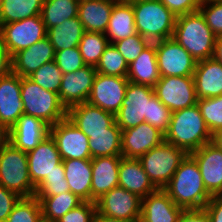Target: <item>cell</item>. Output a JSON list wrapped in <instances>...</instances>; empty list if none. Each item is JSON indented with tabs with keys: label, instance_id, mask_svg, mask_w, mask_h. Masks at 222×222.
Masks as SVG:
<instances>
[{
	"label": "cell",
	"instance_id": "6da1fadb",
	"mask_svg": "<svg viewBox=\"0 0 222 222\" xmlns=\"http://www.w3.org/2000/svg\"><path fill=\"white\" fill-rule=\"evenodd\" d=\"M171 116L172 111L157 98L154 87L129 82L123 104L115 114V122L121 130L147 122L165 134Z\"/></svg>",
	"mask_w": 222,
	"mask_h": 222
},
{
	"label": "cell",
	"instance_id": "7a4b0ae2",
	"mask_svg": "<svg viewBox=\"0 0 222 222\" xmlns=\"http://www.w3.org/2000/svg\"><path fill=\"white\" fill-rule=\"evenodd\" d=\"M163 190L183 210H201L212 198L204 186L199 166L190 154Z\"/></svg>",
	"mask_w": 222,
	"mask_h": 222
},
{
	"label": "cell",
	"instance_id": "3957f363",
	"mask_svg": "<svg viewBox=\"0 0 222 222\" xmlns=\"http://www.w3.org/2000/svg\"><path fill=\"white\" fill-rule=\"evenodd\" d=\"M209 131L197 104L172 112L165 141L185 150L188 154L210 143Z\"/></svg>",
	"mask_w": 222,
	"mask_h": 222
},
{
	"label": "cell",
	"instance_id": "277c9868",
	"mask_svg": "<svg viewBox=\"0 0 222 222\" xmlns=\"http://www.w3.org/2000/svg\"><path fill=\"white\" fill-rule=\"evenodd\" d=\"M172 38L196 61L213 56L216 36L199 10L176 17Z\"/></svg>",
	"mask_w": 222,
	"mask_h": 222
},
{
	"label": "cell",
	"instance_id": "5b68a950",
	"mask_svg": "<svg viewBox=\"0 0 222 222\" xmlns=\"http://www.w3.org/2000/svg\"><path fill=\"white\" fill-rule=\"evenodd\" d=\"M138 34L150 42L173 37L176 17L159 0H130Z\"/></svg>",
	"mask_w": 222,
	"mask_h": 222
},
{
	"label": "cell",
	"instance_id": "8992f818",
	"mask_svg": "<svg viewBox=\"0 0 222 222\" xmlns=\"http://www.w3.org/2000/svg\"><path fill=\"white\" fill-rule=\"evenodd\" d=\"M21 99L24 114L41 119L50 127L67 118V109L59 95L45 90L29 77H21Z\"/></svg>",
	"mask_w": 222,
	"mask_h": 222
},
{
	"label": "cell",
	"instance_id": "52a82bcc",
	"mask_svg": "<svg viewBox=\"0 0 222 222\" xmlns=\"http://www.w3.org/2000/svg\"><path fill=\"white\" fill-rule=\"evenodd\" d=\"M0 185L21 198L35 196V186L29 177L27 153L9 141L0 149Z\"/></svg>",
	"mask_w": 222,
	"mask_h": 222
},
{
	"label": "cell",
	"instance_id": "ba28073f",
	"mask_svg": "<svg viewBox=\"0 0 222 222\" xmlns=\"http://www.w3.org/2000/svg\"><path fill=\"white\" fill-rule=\"evenodd\" d=\"M187 155L185 150L164 140L139 160L153 185L163 189Z\"/></svg>",
	"mask_w": 222,
	"mask_h": 222
},
{
	"label": "cell",
	"instance_id": "9c48e42d",
	"mask_svg": "<svg viewBox=\"0 0 222 222\" xmlns=\"http://www.w3.org/2000/svg\"><path fill=\"white\" fill-rule=\"evenodd\" d=\"M157 98L172 112L197 104L193 76H165L154 86Z\"/></svg>",
	"mask_w": 222,
	"mask_h": 222
},
{
	"label": "cell",
	"instance_id": "30bf717a",
	"mask_svg": "<svg viewBox=\"0 0 222 222\" xmlns=\"http://www.w3.org/2000/svg\"><path fill=\"white\" fill-rule=\"evenodd\" d=\"M0 30L4 36L6 50L11 58L21 50L27 49L47 35L41 15L2 24Z\"/></svg>",
	"mask_w": 222,
	"mask_h": 222
},
{
	"label": "cell",
	"instance_id": "8fae6325",
	"mask_svg": "<svg viewBox=\"0 0 222 222\" xmlns=\"http://www.w3.org/2000/svg\"><path fill=\"white\" fill-rule=\"evenodd\" d=\"M161 77L193 76L197 61L173 38L155 41Z\"/></svg>",
	"mask_w": 222,
	"mask_h": 222
},
{
	"label": "cell",
	"instance_id": "7c38bea8",
	"mask_svg": "<svg viewBox=\"0 0 222 222\" xmlns=\"http://www.w3.org/2000/svg\"><path fill=\"white\" fill-rule=\"evenodd\" d=\"M67 118L88 138L90 134L122 133L115 122V115L87 102L67 109Z\"/></svg>",
	"mask_w": 222,
	"mask_h": 222
},
{
	"label": "cell",
	"instance_id": "4fadbf2b",
	"mask_svg": "<svg viewBox=\"0 0 222 222\" xmlns=\"http://www.w3.org/2000/svg\"><path fill=\"white\" fill-rule=\"evenodd\" d=\"M141 207L142 198L119 186L96 201L98 213L129 222H140Z\"/></svg>",
	"mask_w": 222,
	"mask_h": 222
},
{
	"label": "cell",
	"instance_id": "5bb4252c",
	"mask_svg": "<svg viewBox=\"0 0 222 222\" xmlns=\"http://www.w3.org/2000/svg\"><path fill=\"white\" fill-rule=\"evenodd\" d=\"M128 83L127 77L97 73L87 103L115 115L123 104Z\"/></svg>",
	"mask_w": 222,
	"mask_h": 222
},
{
	"label": "cell",
	"instance_id": "9a60e30c",
	"mask_svg": "<svg viewBox=\"0 0 222 222\" xmlns=\"http://www.w3.org/2000/svg\"><path fill=\"white\" fill-rule=\"evenodd\" d=\"M50 135L56 142L62 160L92 159L89 138L65 118L50 127Z\"/></svg>",
	"mask_w": 222,
	"mask_h": 222
},
{
	"label": "cell",
	"instance_id": "2e32d148",
	"mask_svg": "<svg viewBox=\"0 0 222 222\" xmlns=\"http://www.w3.org/2000/svg\"><path fill=\"white\" fill-rule=\"evenodd\" d=\"M27 160L29 177L35 187L53 171L64 170L61 155L51 135L27 152Z\"/></svg>",
	"mask_w": 222,
	"mask_h": 222
},
{
	"label": "cell",
	"instance_id": "e0dca14e",
	"mask_svg": "<svg viewBox=\"0 0 222 222\" xmlns=\"http://www.w3.org/2000/svg\"><path fill=\"white\" fill-rule=\"evenodd\" d=\"M96 74L95 66L91 65L63 74L58 95L66 109L87 102Z\"/></svg>",
	"mask_w": 222,
	"mask_h": 222
},
{
	"label": "cell",
	"instance_id": "ac0fdd59",
	"mask_svg": "<svg viewBox=\"0 0 222 222\" xmlns=\"http://www.w3.org/2000/svg\"><path fill=\"white\" fill-rule=\"evenodd\" d=\"M164 140L165 134L147 122L127 130H122V156L139 159Z\"/></svg>",
	"mask_w": 222,
	"mask_h": 222
},
{
	"label": "cell",
	"instance_id": "d6986e66",
	"mask_svg": "<svg viewBox=\"0 0 222 222\" xmlns=\"http://www.w3.org/2000/svg\"><path fill=\"white\" fill-rule=\"evenodd\" d=\"M197 162L203 183L211 196L222 192V150L207 143L190 153Z\"/></svg>",
	"mask_w": 222,
	"mask_h": 222
},
{
	"label": "cell",
	"instance_id": "ffe728a7",
	"mask_svg": "<svg viewBox=\"0 0 222 222\" xmlns=\"http://www.w3.org/2000/svg\"><path fill=\"white\" fill-rule=\"evenodd\" d=\"M49 135L50 126L47 123L23 113L9 130V142L27 153L35 149Z\"/></svg>",
	"mask_w": 222,
	"mask_h": 222
},
{
	"label": "cell",
	"instance_id": "44dd1931",
	"mask_svg": "<svg viewBox=\"0 0 222 222\" xmlns=\"http://www.w3.org/2000/svg\"><path fill=\"white\" fill-rule=\"evenodd\" d=\"M22 114L21 77L11 71L0 77V121L10 130Z\"/></svg>",
	"mask_w": 222,
	"mask_h": 222
},
{
	"label": "cell",
	"instance_id": "7402d4cb",
	"mask_svg": "<svg viewBox=\"0 0 222 222\" xmlns=\"http://www.w3.org/2000/svg\"><path fill=\"white\" fill-rule=\"evenodd\" d=\"M55 50L47 37L27 49L16 53L12 58V72L20 77H29L43 64L53 61Z\"/></svg>",
	"mask_w": 222,
	"mask_h": 222
},
{
	"label": "cell",
	"instance_id": "603a6c76",
	"mask_svg": "<svg viewBox=\"0 0 222 222\" xmlns=\"http://www.w3.org/2000/svg\"><path fill=\"white\" fill-rule=\"evenodd\" d=\"M123 156H105L91 159V202H96L112 188L118 187L119 165Z\"/></svg>",
	"mask_w": 222,
	"mask_h": 222
},
{
	"label": "cell",
	"instance_id": "cb8c5ba5",
	"mask_svg": "<svg viewBox=\"0 0 222 222\" xmlns=\"http://www.w3.org/2000/svg\"><path fill=\"white\" fill-rule=\"evenodd\" d=\"M183 209L163 189L142 198L140 222H177Z\"/></svg>",
	"mask_w": 222,
	"mask_h": 222
},
{
	"label": "cell",
	"instance_id": "d4e9b609",
	"mask_svg": "<svg viewBox=\"0 0 222 222\" xmlns=\"http://www.w3.org/2000/svg\"><path fill=\"white\" fill-rule=\"evenodd\" d=\"M193 78L198 99L222 95V63L213 57L197 61Z\"/></svg>",
	"mask_w": 222,
	"mask_h": 222
},
{
	"label": "cell",
	"instance_id": "484cf974",
	"mask_svg": "<svg viewBox=\"0 0 222 222\" xmlns=\"http://www.w3.org/2000/svg\"><path fill=\"white\" fill-rule=\"evenodd\" d=\"M118 186L144 198L157 188L145 173L139 159L122 157L119 165Z\"/></svg>",
	"mask_w": 222,
	"mask_h": 222
},
{
	"label": "cell",
	"instance_id": "4316f807",
	"mask_svg": "<svg viewBox=\"0 0 222 222\" xmlns=\"http://www.w3.org/2000/svg\"><path fill=\"white\" fill-rule=\"evenodd\" d=\"M62 162L70 192L83 202H91V159H66Z\"/></svg>",
	"mask_w": 222,
	"mask_h": 222
},
{
	"label": "cell",
	"instance_id": "83f0119b",
	"mask_svg": "<svg viewBox=\"0 0 222 222\" xmlns=\"http://www.w3.org/2000/svg\"><path fill=\"white\" fill-rule=\"evenodd\" d=\"M117 0H83L79 2L78 18L84 31L105 33Z\"/></svg>",
	"mask_w": 222,
	"mask_h": 222
},
{
	"label": "cell",
	"instance_id": "f1b7e54d",
	"mask_svg": "<svg viewBox=\"0 0 222 222\" xmlns=\"http://www.w3.org/2000/svg\"><path fill=\"white\" fill-rule=\"evenodd\" d=\"M134 34H137V31L131 1L117 0L110 15L105 36L109 38L108 41L112 44Z\"/></svg>",
	"mask_w": 222,
	"mask_h": 222
},
{
	"label": "cell",
	"instance_id": "f546056e",
	"mask_svg": "<svg viewBox=\"0 0 222 222\" xmlns=\"http://www.w3.org/2000/svg\"><path fill=\"white\" fill-rule=\"evenodd\" d=\"M160 77L155 43L150 42L138 58L128 65L127 78L129 82L154 87Z\"/></svg>",
	"mask_w": 222,
	"mask_h": 222
},
{
	"label": "cell",
	"instance_id": "4dcf8cb0",
	"mask_svg": "<svg viewBox=\"0 0 222 222\" xmlns=\"http://www.w3.org/2000/svg\"><path fill=\"white\" fill-rule=\"evenodd\" d=\"M84 28L78 16L65 20L62 24L47 29L46 37L54 47L55 52L78 47Z\"/></svg>",
	"mask_w": 222,
	"mask_h": 222
},
{
	"label": "cell",
	"instance_id": "1f68e13d",
	"mask_svg": "<svg viewBox=\"0 0 222 222\" xmlns=\"http://www.w3.org/2000/svg\"><path fill=\"white\" fill-rule=\"evenodd\" d=\"M35 197L40 201L42 220L45 222H57L65 213L83 202L70 191L55 196Z\"/></svg>",
	"mask_w": 222,
	"mask_h": 222
},
{
	"label": "cell",
	"instance_id": "d6a6232c",
	"mask_svg": "<svg viewBox=\"0 0 222 222\" xmlns=\"http://www.w3.org/2000/svg\"><path fill=\"white\" fill-rule=\"evenodd\" d=\"M78 0H44L41 18L46 30L78 15Z\"/></svg>",
	"mask_w": 222,
	"mask_h": 222
},
{
	"label": "cell",
	"instance_id": "836d02e7",
	"mask_svg": "<svg viewBox=\"0 0 222 222\" xmlns=\"http://www.w3.org/2000/svg\"><path fill=\"white\" fill-rule=\"evenodd\" d=\"M44 0H3L0 26L41 14Z\"/></svg>",
	"mask_w": 222,
	"mask_h": 222
},
{
	"label": "cell",
	"instance_id": "e575fe53",
	"mask_svg": "<svg viewBox=\"0 0 222 222\" xmlns=\"http://www.w3.org/2000/svg\"><path fill=\"white\" fill-rule=\"evenodd\" d=\"M108 45L105 33L85 31L78 47L84 63L96 67Z\"/></svg>",
	"mask_w": 222,
	"mask_h": 222
},
{
	"label": "cell",
	"instance_id": "d590c367",
	"mask_svg": "<svg viewBox=\"0 0 222 222\" xmlns=\"http://www.w3.org/2000/svg\"><path fill=\"white\" fill-rule=\"evenodd\" d=\"M122 133L90 134L89 150L91 158L122 156Z\"/></svg>",
	"mask_w": 222,
	"mask_h": 222
},
{
	"label": "cell",
	"instance_id": "8d00e7d4",
	"mask_svg": "<svg viewBox=\"0 0 222 222\" xmlns=\"http://www.w3.org/2000/svg\"><path fill=\"white\" fill-rule=\"evenodd\" d=\"M97 73L110 76L127 77L128 64L113 44L105 48L99 63L96 65Z\"/></svg>",
	"mask_w": 222,
	"mask_h": 222
},
{
	"label": "cell",
	"instance_id": "74e56055",
	"mask_svg": "<svg viewBox=\"0 0 222 222\" xmlns=\"http://www.w3.org/2000/svg\"><path fill=\"white\" fill-rule=\"evenodd\" d=\"M8 222H41L42 208L35 197L20 198L7 217Z\"/></svg>",
	"mask_w": 222,
	"mask_h": 222
},
{
	"label": "cell",
	"instance_id": "f35d334b",
	"mask_svg": "<svg viewBox=\"0 0 222 222\" xmlns=\"http://www.w3.org/2000/svg\"><path fill=\"white\" fill-rule=\"evenodd\" d=\"M63 73L55 61L43 64L29 76L40 87L59 94Z\"/></svg>",
	"mask_w": 222,
	"mask_h": 222
},
{
	"label": "cell",
	"instance_id": "ab89813d",
	"mask_svg": "<svg viewBox=\"0 0 222 222\" xmlns=\"http://www.w3.org/2000/svg\"><path fill=\"white\" fill-rule=\"evenodd\" d=\"M197 106L211 134L222 128V95L198 99Z\"/></svg>",
	"mask_w": 222,
	"mask_h": 222
},
{
	"label": "cell",
	"instance_id": "60d3db41",
	"mask_svg": "<svg viewBox=\"0 0 222 222\" xmlns=\"http://www.w3.org/2000/svg\"><path fill=\"white\" fill-rule=\"evenodd\" d=\"M149 43L150 41L148 39H145L143 36L137 33L112 44L124 57L126 63L130 65L138 58Z\"/></svg>",
	"mask_w": 222,
	"mask_h": 222
},
{
	"label": "cell",
	"instance_id": "b9f144b4",
	"mask_svg": "<svg viewBox=\"0 0 222 222\" xmlns=\"http://www.w3.org/2000/svg\"><path fill=\"white\" fill-rule=\"evenodd\" d=\"M54 61L63 74L75 72L86 65L79 47L55 52Z\"/></svg>",
	"mask_w": 222,
	"mask_h": 222
},
{
	"label": "cell",
	"instance_id": "7bdbcfd3",
	"mask_svg": "<svg viewBox=\"0 0 222 222\" xmlns=\"http://www.w3.org/2000/svg\"><path fill=\"white\" fill-rule=\"evenodd\" d=\"M199 11L215 36L222 35V1L201 3Z\"/></svg>",
	"mask_w": 222,
	"mask_h": 222
},
{
	"label": "cell",
	"instance_id": "ee69618b",
	"mask_svg": "<svg viewBox=\"0 0 222 222\" xmlns=\"http://www.w3.org/2000/svg\"><path fill=\"white\" fill-rule=\"evenodd\" d=\"M95 213L96 202H82L65 213L57 222H93Z\"/></svg>",
	"mask_w": 222,
	"mask_h": 222
},
{
	"label": "cell",
	"instance_id": "f6af8a7d",
	"mask_svg": "<svg viewBox=\"0 0 222 222\" xmlns=\"http://www.w3.org/2000/svg\"><path fill=\"white\" fill-rule=\"evenodd\" d=\"M70 191L65 178L43 179L35 187V196H55Z\"/></svg>",
	"mask_w": 222,
	"mask_h": 222
},
{
	"label": "cell",
	"instance_id": "bcb514c9",
	"mask_svg": "<svg viewBox=\"0 0 222 222\" xmlns=\"http://www.w3.org/2000/svg\"><path fill=\"white\" fill-rule=\"evenodd\" d=\"M175 16L193 13L199 10L201 0H159Z\"/></svg>",
	"mask_w": 222,
	"mask_h": 222
},
{
	"label": "cell",
	"instance_id": "7dc6e473",
	"mask_svg": "<svg viewBox=\"0 0 222 222\" xmlns=\"http://www.w3.org/2000/svg\"><path fill=\"white\" fill-rule=\"evenodd\" d=\"M21 197L0 185V220H7L14 205Z\"/></svg>",
	"mask_w": 222,
	"mask_h": 222
},
{
	"label": "cell",
	"instance_id": "c3c4849f",
	"mask_svg": "<svg viewBox=\"0 0 222 222\" xmlns=\"http://www.w3.org/2000/svg\"><path fill=\"white\" fill-rule=\"evenodd\" d=\"M203 209L207 212L211 222H222V195L212 196Z\"/></svg>",
	"mask_w": 222,
	"mask_h": 222
},
{
	"label": "cell",
	"instance_id": "681fc988",
	"mask_svg": "<svg viewBox=\"0 0 222 222\" xmlns=\"http://www.w3.org/2000/svg\"><path fill=\"white\" fill-rule=\"evenodd\" d=\"M177 222H211V220L204 209L183 210Z\"/></svg>",
	"mask_w": 222,
	"mask_h": 222
},
{
	"label": "cell",
	"instance_id": "f907efd6",
	"mask_svg": "<svg viewBox=\"0 0 222 222\" xmlns=\"http://www.w3.org/2000/svg\"><path fill=\"white\" fill-rule=\"evenodd\" d=\"M12 71L11 58H0V77L8 75Z\"/></svg>",
	"mask_w": 222,
	"mask_h": 222
},
{
	"label": "cell",
	"instance_id": "816d5d0a",
	"mask_svg": "<svg viewBox=\"0 0 222 222\" xmlns=\"http://www.w3.org/2000/svg\"><path fill=\"white\" fill-rule=\"evenodd\" d=\"M212 57L222 63V35L217 36L215 39L214 52Z\"/></svg>",
	"mask_w": 222,
	"mask_h": 222
},
{
	"label": "cell",
	"instance_id": "f5cc1de1",
	"mask_svg": "<svg viewBox=\"0 0 222 222\" xmlns=\"http://www.w3.org/2000/svg\"><path fill=\"white\" fill-rule=\"evenodd\" d=\"M9 141V130L0 121V149Z\"/></svg>",
	"mask_w": 222,
	"mask_h": 222
},
{
	"label": "cell",
	"instance_id": "db71d44e",
	"mask_svg": "<svg viewBox=\"0 0 222 222\" xmlns=\"http://www.w3.org/2000/svg\"><path fill=\"white\" fill-rule=\"evenodd\" d=\"M93 222H129V221L104 216L96 211Z\"/></svg>",
	"mask_w": 222,
	"mask_h": 222
},
{
	"label": "cell",
	"instance_id": "11a10c76",
	"mask_svg": "<svg viewBox=\"0 0 222 222\" xmlns=\"http://www.w3.org/2000/svg\"><path fill=\"white\" fill-rule=\"evenodd\" d=\"M211 143L222 150V128L212 133Z\"/></svg>",
	"mask_w": 222,
	"mask_h": 222
},
{
	"label": "cell",
	"instance_id": "9f6ffc18",
	"mask_svg": "<svg viewBox=\"0 0 222 222\" xmlns=\"http://www.w3.org/2000/svg\"><path fill=\"white\" fill-rule=\"evenodd\" d=\"M0 58H11L9 53L6 50L5 42H4V36L0 30Z\"/></svg>",
	"mask_w": 222,
	"mask_h": 222
},
{
	"label": "cell",
	"instance_id": "6f0895ef",
	"mask_svg": "<svg viewBox=\"0 0 222 222\" xmlns=\"http://www.w3.org/2000/svg\"><path fill=\"white\" fill-rule=\"evenodd\" d=\"M56 178H65L64 170L53 171L50 175H47L44 179H56Z\"/></svg>",
	"mask_w": 222,
	"mask_h": 222
},
{
	"label": "cell",
	"instance_id": "680465c9",
	"mask_svg": "<svg viewBox=\"0 0 222 222\" xmlns=\"http://www.w3.org/2000/svg\"><path fill=\"white\" fill-rule=\"evenodd\" d=\"M222 0H201V3H208V2H221Z\"/></svg>",
	"mask_w": 222,
	"mask_h": 222
},
{
	"label": "cell",
	"instance_id": "91938a15",
	"mask_svg": "<svg viewBox=\"0 0 222 222\" xmlns=\"http://www.w3.org/2000/svg\"><path fill=\"white\" fill-rule=\"evenodd\" d=\"M2 3H3V0H0V10L2 8Z\"/></svg>",
	"mask_w": 222,
	"mask_h": 222
}]
</instances>
